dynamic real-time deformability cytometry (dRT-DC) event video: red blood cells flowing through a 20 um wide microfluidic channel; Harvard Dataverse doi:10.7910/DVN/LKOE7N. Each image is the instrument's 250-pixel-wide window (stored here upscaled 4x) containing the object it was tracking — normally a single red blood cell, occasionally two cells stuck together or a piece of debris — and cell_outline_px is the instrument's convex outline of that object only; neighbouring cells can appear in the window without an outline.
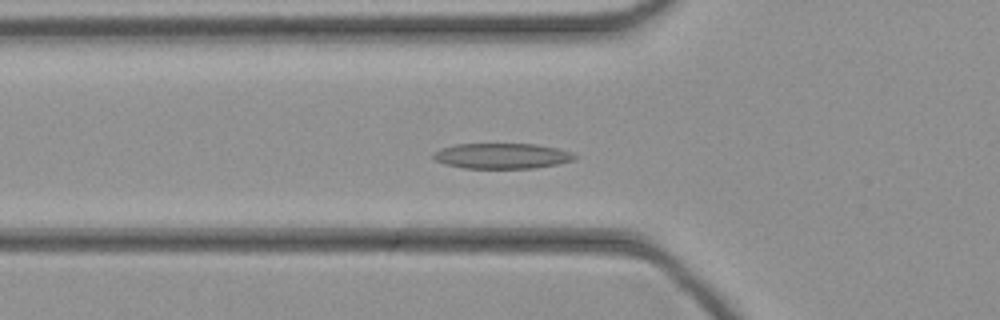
{"species": "common noctule bat (a hibernating species)", "species_latin": "Nyctalus noctula", "temperature_condition": "cold", "stored_images_in_passage": 46, "segment_of_instrument_passage": [1, 2], "camera_frame_rate_fps": 3000, "um_per_image_px": 0.085, "animal": {"sex": "female", "body_mass_g": 21.9}, "frame": {"image": 1, "passage_image": 15, "time_ms": 4.667, "image_size_px": [1000, 320], "cell_outline_px": [[580, 156], [572, 160], [556, 164], [532, 168], [464, 168], [444, 164], [436, 160], [432, 156], [440, 148], [456, 144], [536, 144], [556, 148], [572, 152]], "centroid_in_image_um": [42.67, 13.25], "position_along_channel_um": 83.1, "area_um2": 20.87}}
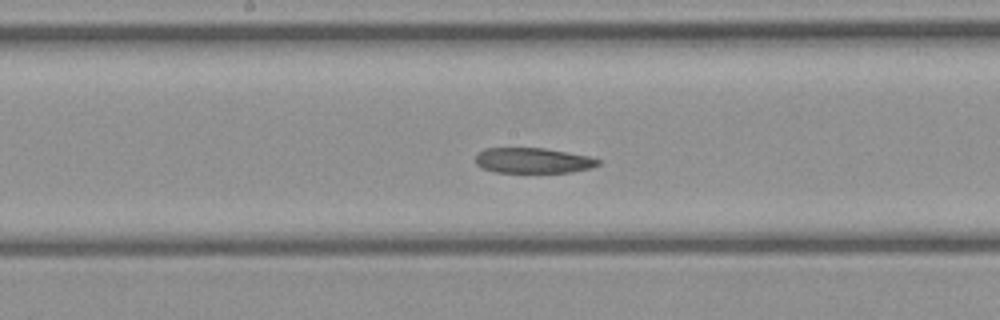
{"frame": {"image": 2, "passage_image": 23, "time_ms": 7.333, "image_size_px": [1000, 320], "cell_outline_px": [[600, 164], [592, 168], [568, 172], [496, 172], [480, 168], [476, 164], [476, 156], [484, 148], [544, 148], [568, 152], [588, 156], [600, 160]], "centroid_in_image_um": [45.3, 13.64], "position_along_channel_um": 202.9, "area_um2": 18.09}}
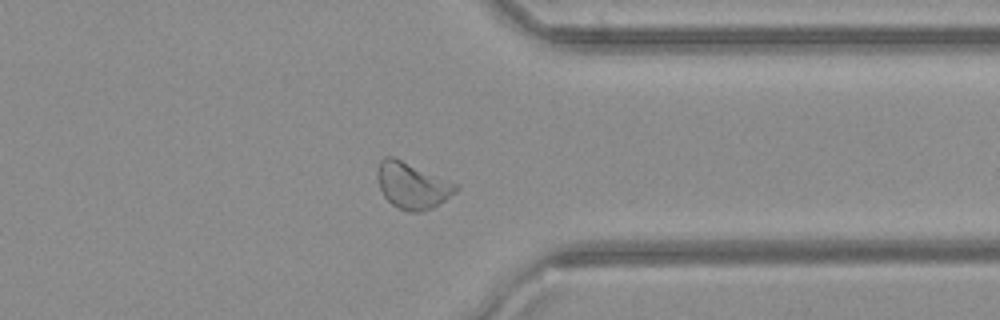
{"frame": {"image": 3, "passage_image": 35, "time_ms": 11.333, "image_size_px": [1000, 320], "cell_outline_px": [[460, 188], [456, 192], [432, 208], [420, 212], [408, 212], [392, 204], [384, 196], [380, 188], [376, 176], [376, 172], [380, 160], [384, 156], [392, 156], [460, 184]], "centroid_in_image_um": [35.05, 15.76], "position_along_channel_um": 376.3, "area_um2": 21.27}}